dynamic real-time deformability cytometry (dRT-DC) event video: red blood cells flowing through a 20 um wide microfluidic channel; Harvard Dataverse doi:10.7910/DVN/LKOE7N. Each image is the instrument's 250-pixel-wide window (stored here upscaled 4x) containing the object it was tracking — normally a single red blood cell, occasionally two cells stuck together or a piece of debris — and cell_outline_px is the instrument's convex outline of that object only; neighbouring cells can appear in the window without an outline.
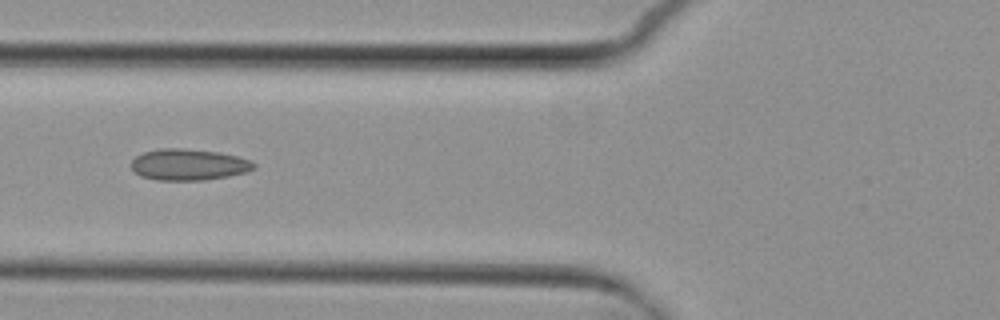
{"species": "common noctule bat (a hibernating species)", "species_latin": "Nyctalus noctula", "temperature_condition": "cold", "stored_images_in_passage": 7, "camera_frame_rate_fps": 3000, "um_per_image_px": 0.085, "animal": {"sex": "female", "body_mass_g": 29.2, "forearm_length_mm": 56.3}, "frame": {"image": 1, "passage_image": 7, "time_ms": 7.0, "image_size_px": [1000, 320], "cell_outline_px": [[256, 168], [244, 172], [228, 176], [204, 180], [156, 180], [140, 176], [128, 164], [136, 156], [144, 152], [160, 148], [184, 148], [220, 152], [252, 160], [256, 164]], "centroid_in_image_um": [16.02, 13.98], "position_along_channel_um": 109.8, "area_um2": 22.54}}